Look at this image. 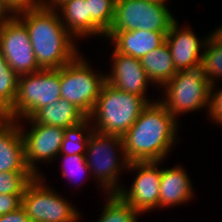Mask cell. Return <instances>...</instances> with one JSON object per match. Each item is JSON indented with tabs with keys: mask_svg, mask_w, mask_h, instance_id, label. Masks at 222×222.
Instances as JSON below:
<instances>
[{
	"mask_svg": "<svg viewBox=\"0 0 222 222\" xmlns=\"http://www.w3.org/2000/svg\"><path fill=\"white\" fill-rule=\"evenodd\" d=\"M10 14V15H9ZM14 14L10 11V9L5 5L3 0H0V27L5 24L8 20H10Z\"/></svg>",
	"mask_w": 222,
	"mask_h": 222,
	"instance_id": "cell-33",
	"label": "cell"
},
{
	"mask_svg": "<svg viewBox=\"0 0 222 222\" xmlns=\"http://www.w3.org/2000/svg\"><path fill=\"white\" fill-rule=\"evenodd\" d=\"M56 10L61 12L59 16L64 27L75 39L90 36V15L86 0H68Z\"/></svg>",
	"mask_w": 222,
	"mask_h": 222,
	"instance_id": "cell-19",
	"label": "cell"
},
{
	"mask_svg": "<svg viewBox=\"0 0 222 222\" xmlns=\"http://www.w3.org/2000/svg\"><path fill=\"white\" fill-rule=\"evenodd\" d=\"M66 1L68 0H41V6L46 9L56 10L59 6H61Z\"/></svg>",
	"mask_w": 222,
	"mask_h": 222,
	"instance_id": "cell-34",
	"label": "cell"
},
{
	"mask_svg": "<svg viewBox=\"0 0 222 222\" xmlns=\"http://www.w3.org/2000/svg\"><path fill=\"white\" fill-rule=\"evenodd\" d=\"M168 32L143 29L108 31L104 38L112 40L114 49L118 53L141 60L144 55L165 43Z\"/></svg>",
	"mask_w": 222,
	"mask_h": 222,
	"instance_id": "cell-14",
	"label": "cell"
},
{
	"mask_svg": "<svg viewBox=\"0 0 222 222\" xmlns=\"http://www.w3.org/2000/svg\"><path fill=\"white\" fill-rule=\"evenodd\" d=\"M0 50L19 77L42 70L37 64L28 30L16 15L0 27Z\"/></svg>",
	"mask_w": 222,
	"mask_h": 222,
	"instance_id": "cell-9",
	"label": "cell"
},
{
	"mask_svg": "<svg viewBox=\"0 0 222 222\" xmlns=\"http://www.w3.org/2000/svg\"><path fill=\"white\" fill-rule=\"evenodd\" d=\"M90 15V37L104 36L114 20L116 0H86Z\"/></svg>",
	"mask_w": 222,
	"mask_h": 222,
	"instance_id": "cell-21",
	"label": "cell"
},
{
	"mask_svg": "<svg viewBox=\"0 0 222 222\" xmlns=\"http://www.w3.org/2000/svg\"><path fill=\"white\" fill-rule=\"evenodd\" d=\"M142 66L151 85L163 87L176 73L173 57L168 44L165 42L160 47L153 49L141 58Z\"/></svg>",
	"mask_w": 222,
	"mask_h": 222,
	"instance_id": "cell-18",
	"label": "cell"
},
{
	"mask_svg": "<svg viewBox=\"0 0 222 222\" xmlns=\"http://www.w3.org/2000/svg\"><path fill=\"white\" fill-rule=\"evenodd\" d=\"M208 35L201 39L190 27H179L177 20L166 35V43L177 71L194 70L201 67V60Z\"/></svg>",
	"mask_w": 222,
	"mask_h": 222,
	"instance_id": "cell-12",
	"label": "cell"
},
{
	"mask_svg": "<svg viewBox=\"0 0 222 222\" xmlns=\"http://www.w3.org/2000/svg\"><path fill=\"white\" fill-rule=\"evenodd\" d=\"M42 176H36L22 196V207L34 222H77L81 216L74 205L67 202L52 187L45 184Z\"/></svg>",
	"mask_w": 222,
	"mask_h": 222,
	"instance_id": "cell-8",
	"label": "cell"
},
{
	"mask_svg": "<svg viewBox=\"0 0 222 222\" xmlns=\"http://www.w3.org/2000/svg\"><path fill=\"white\" fill-rule=\"evenodd\" d=\"M23 195L0 194V215L13 212L22 206Z\"/></svg>",
	"mask_w": 222,
	"mask_h": 222,
	"instance_id": "cell-30",
	"label": "cell"
},
{
	"mask_svg": "<svg viewBox=\"0 0 222 222\" xmlns=\"http://www.w3.org/2000/svg\"><path fill=\"white\" fill-rule=\"evenodd\" d=\"M31 122L32 128L26 132L25 126L19 128L25 145V159L29 170L35 176H41L38 172L37 162H52L58 157L64 137L65 128L35 123L31 118L24 121Z\"/></svg>",
	"mask_w": 222,
	"mask_h": 222,
	"instance_id": "cell-11",
	"label": "cell"
},
{
	"mask_svg": "<svg viewBox=\"0 0 222 222\" xmlns=\"http://www.w3.org/2000/svg\"><path fill=\"white\" fill-rule=\"evenodd\" d=\"M148 104L143 97L105 82L88 118L96 132L122 137Z\"/></svg>",
	"mask_w": 222,
	"mask_h": 222,
	"instance_id": "cell-3",
	"label": "cell"
},
{
	"mask_svg": "<svg viewBox=\"0 0 222 222\" xmlns=\"http://www.w3.org/2000/svg\"><path fill=\"white\" fill-rule=\"evenodd\" d=\"M35 177L32 172H0V194L23 195Z\"/></svg>",
	"mask_w": 222,
	"mask_h": 222,
	"instance_id": "cell-27",
	"label": "cell"
},
{
	"mask_svg": "<svg viewBox=\"0 0 222 222\" xmlns=\"http://www.w3.org/2000/svg\"><path fill=\"white\" fill-rule=\"evenodd\" d=\"M162 162H130L127 170L137 173L130 189L121 188L117 193L136 211L144 214L159 207ZM158 165V166H157Z\"/></svg>",
	"mask_w": 222,
	"mask_h": 222,
	"instance_id": "cell-10",
	"label": "cell"
},
{
	"mask_svg": "<svg viewBox=\"0 0 222 222\" xmlns=\"http://www.w3.org/2000/svg\"><path fill=\"white\" fill-rule=\"evenodd\" d=\"M177 119L157 99L121 137L128 162L165 161L177 140Z\"/></svg>",
	"mask_w": 222,
	"mask_h": 222,
	"instance_id": "cell-1",
	"label": "cell"
},
{
	"mask_svg": "<svg viewBox=\"0 0 222 222\" xmlns=\"http://www.w3.org/2000/svg\"><path fill=\"white\" fill-rule=\"evenodd\" d=\"M210 88L211 83L200 68L177 71L163 86L165 95L159 101L177 119L180 114L208 108Z\"/></svg>",
	"mask_w": 222,
	"mask_h": 222,
	"instance_id": "cell-7",
	"label": "cell"
},
{
	"mask_svg": "<svg viewBox=\"0 0 222 222\" xmlns=\"http://www.w3.org/2000/svg\"><path fill=\"white\" fill-rule=\"evenodd\" d=\"M60 155L63 156L64 160L63 161L64 166L62 165V175L65 178L69 177L70 179L71 178L75 179L79 176V174L84 175V172L87 173L88 171L90 174V169L87 165L85 154H75V155L59 154L58 156L61 157Z\"/></svg>",
	"mask_w": 222,
	"mask_h": 222,
	"instance_id": "cell-28",
	"label": "cell"
},
{
	"mask_svg": "<svg viewBox=\"0 0 222 222\" xmlns=\"http://www.w3.org/2000/svg\"><path fill=\"white\" fill-rule=\"evenodd\" d=\"M175 21L167 4L141 0L140 29L169 31Z\"/></svg>",
	"mask_w": 222,
	"mask_h": 222,
	"instance_id": "cell-20",
	"label": "cell"
},
{
	"mask_svg": "<svg viewBox=\"0 0 222 222\" xmlns=\"http://www.w3.org/2000/svg\"><path fill=\"white\" fill-rule=\"evenodd\" d=\"M85 158L95 181L102 190H106L105 194H117L122 188L118 182L119 175H122L120 172H123V168L127 169L129 164L121 136L94 130L87 143Z\"/></svg>",
	"mask_w": 222,
	"mask_h": 222,
	"instance_id": "cell-4",
	"label": "cell"
},
{
	"mask_svg": "<svg viewBox=\"0 0 222 222\" xmlns=\"http://www.w3.org/2000/svg\"><path fill=\"white\" fill-rule=\"evenodd\" d=\"M8 120L7 113L0 108V127Z\"/></svg>",
	"mask_w": 222,
	"mask_h": 222,
	"instance_id": "cell-36",
	"label": "cell"
},
{
	"mask_svg": "<svg viewBox=\"0 0 222 222\" xmlns=\"http://www.w3.org/2000/svg\"><path fill=\"white\" fill-rule=\"evenodd\" d=\"M35 123L68 128L84 121L87 116L72 103L59 99L37 110L31 117Z\"/></svg>",
	"mask_w": 222,
	"mask_h": 222,
	"instance_id": "cell-17",
	"label": "cell"
},
{
	"mask_svg": "<svg viewBox=\"0 0 222 222\" xmlns=\"http://www.w3.org/2000/svg\"><path fill=\"white\" fill-rule=\"evenodd\" d=\"M61 98L59 69L40 70L18 79L14 104L7 112L11 120L28 119L43 106Z\"/></svg>",
	"mask_w": 222,
	"mask_h": 222,
	"instance_id": "cell-6",
	"label": "cell"
},
{
	"mask_svg": "<svg viewBox=\"0 0 222 222\" xmlns=\"http://www.w3.org/2000/svg\"><path fill=\"white\" fill-rule=\"evenodd\" d=\"M107 200L96 222H138L141 214L126 203L118 194H106Z\"/></svg>",
	"mask_w": 222,
	"mask_h": 222,
	"instance_id": "cell-24",
	"label": "cell"
},
{
	"mask_svg": "<svg viewBox=\"0 0 222 222\" xmlns=\"http://www.w3.org/2000/svg\"><path fill=\"white\" fill-rule=\"evenodd\" d=\"M58 13L38 6L16 14L28 30L37 64L43 70L59 69L80 53Z\"/></svg>",
	"mask_w": 222,
	"mask_h": 222,
	"instance_id": "cell-2",
	"label": "cell"
},
{
	"mask_svg": "<svg viewBox=\"0 0 222 222\" xmlns=\"http://www.w3.org/2000/svg\"><path fill=\"white\" fill-rule=\"evenodd\" d=\"M113 51L111 57L113 60L112 70L106 74V82L123 92L137 94L148 103L154 102L146 99L148 84L151 82L141 60L120 54L115 49Z\"/></svg>",
	"mask_w": 222,
	"mask_h": 222,
	"instance_id": "cell-13",
	"label": "cell"
},
{
	"mask_svg": "<svg viewBox=\"0 0 222 222\" xmlns=\"http://www.w3.org/2000/svg\"><path fill=\"white\" fill-rule=\"evenodd\" d=\"M3 2L14 15L41 6V0H3Z\"/></svg>",
	"mask_w": 222,
	"mask_h": 222,
	"instance_id": "cell-31",
	"label": "cell"
},
{
	"mask_svg": "<svg viewBox=\"0 0 222 222\" xmlns=\"http://www.w3.org/2000/svg\"><path fill=\"white\" fill-rule=\"evenodd\" d=\"M81 55L59 68L60 93L61 99L72 103L88 117L106 82V74L93 72Z\"/></svg>",
	"mask_w": 222,
	"mask_h": 222,
	"instance_id": "cell-5",
	"label": "cell"
},
{
	"mask_svg": "<svg viewBox=\"0 0 222 222\" xmlns=\"http://www.w3.org/2000/svg\"><path fill=\"white\" fill-rule=\"evenodd\" d=\"M216 42L222 44V24L209 34Z\"/></svg>",
	"mask_w": 222,
	"mask_h": 222,
	"instance_id": "cell-35",
	"label": "cell"
},
{
	"mask_svg": "<svg viewBox=\"0 0 222 222\" xmlns=\"http://www.w3.org/2000/svg\"><path fill=\"white\" fill-rule=\"evenodd\" d=\"M93 131V125L88 117L75 126L65 128L59 154H85L89 137Z\"/></svg>",
	"mask_w": 222,
	"mask_h": 222,
	"instance_id": "cell-22",
	"label": "cell"
},
{
	"mask_svg": "<svg viewBox=\"0 0 222 222\" xmlns=\"http://www.w3.org/2000/svg\"><path fill=\"white\" fill-rule=\"evenodd\" d=\"M141 0H116L114 20L109 31L140 29Z\"/></svg>",
	"mask_w": 222,
	"mask_h": 222,
	"instance_id": "cell-23",
	"label": "cell"
},
{
	"mask_svg": "<svg viewBox=\"0 0 222 222\" xmlns=\"http://www.w3.org/2000/svg\"><path fill=\"white\" fill-rule=\"evenodd\" d=\"M0 222H34V221H32L27 216L25 209L21 206L13 212L0 215Z\"/></svg>",
	"mask_w": 222,
	"mask_h": 222,
	"instance_id": "cell-32",
	"label": "cell"
},
{
	"mask_svg": "<svg viewBox=\"0 0 222 222\" xmlns=\"http://www.w3.org/2000/svg\"><path fill=\"white\" fill-rule=\"evenodd\" d=\"M216 84H211L208 114L212 121L222 126V87L215 91ZM215 91V92H213Z\"/></svg>",
	"mask_w": 222,
	"mask_h": 222,
	"instance_id": "cell-29",
	"label": "cell"
},
{
	"mask_svg": "<svg viewBox=\"0 0 222 222\" xmlns=\"http://www.w3.org/2000/svg\"><path fill=\"white\" fill-rule=\"evenodd\" d=\"M182 166L161 169L159 208L182 205L194 196L192 181Z\"/></svg>",
	"mask_w": 222,
	"mask_h": 222,
	"instance_id": "cell-16",
	"label": "cell"
},
{
	"mask_svg": "<svg viewBox=\"0 0 222 222\" xmlns=\"http://www.w3.org/2000/svg\"><path fill=\"white\" fill-rule=\"evenodd\" d=\"M200 69L211 84H215L216 78L222 79V44L210 35L204 46Z\"/></svg>",
	"mask_w": 222,
	"mask_h": 222,
	"instance_id": "cell-25",
	"label": "cell"
},
{
	"mask_svg": "<svg viewBox=\"0 0 222 222\" xmlns=\"http://www.w3.org/2000/svg\"><path fill=\"white\" fill-rule=\"evenodd\" d=\"M0 172H31L26 164L24 140L17 120L8 119L0 127Z\"/></svg>",
	"mask_w": 222,
	"mask_h": 222,
	"instance_id": "cell-15",
	"label": "cell"
},
{
	"mask_svg": "<svg viewBox=\"0 0 222 222\" xmlns=\"http://www.w3.org/2000/svg\"><path fill=\"white\" fill-rule=\"evenodd\" d=\"M19 76L9 67L0 50V108L11 109L17 94Z\"/></svg>",
	"mask_w": 222,
	"mask_h": 222,
	"instance_id": "cell-26",
	"label": "cell"
},
{
	"mask_svg": "<svg viewBox=\"0 0 222 222\" xmlns=\"http://www.w3.org/2000/svg\"><path fill=\"white\" fill-rule=\"evenodd\" d=\"M148 1L156 2V3H162V4H167L166 1H168V0H148Z\"/></svg>",
	"mask_w": 222,
	"mask_h": 222,
	"instance_id": "cell-37",
	"label": "cell"
}]
</instances>
